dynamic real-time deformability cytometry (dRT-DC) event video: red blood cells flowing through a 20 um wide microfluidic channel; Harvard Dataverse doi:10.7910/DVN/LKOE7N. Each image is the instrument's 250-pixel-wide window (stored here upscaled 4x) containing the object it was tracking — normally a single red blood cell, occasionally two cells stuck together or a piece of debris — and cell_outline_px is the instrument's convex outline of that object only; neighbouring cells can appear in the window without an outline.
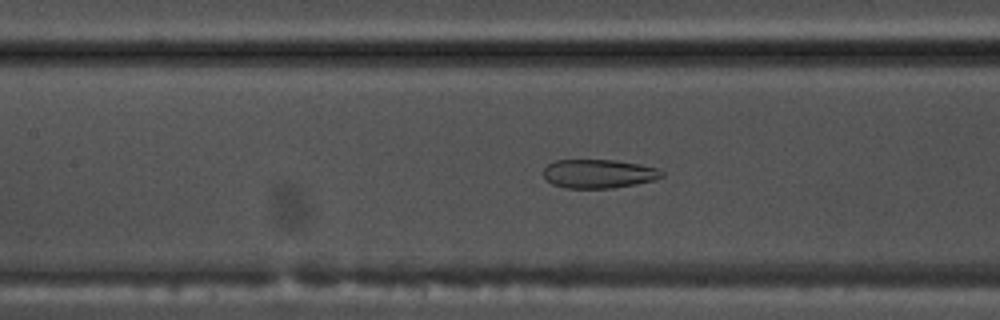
{"species": "common noctule bat (a hibernating species)", "species_latin": "Nyctalus noctula", "temperature_condition": "warm", "stored_images_in_passage": 50, "camera_frame_rate_fps": 3000, "um_per_image_px": 0.085, "animal": {"sex": "male", "body_mass_g": 17.5, "forearm_length_mm": 52.3}, "frame": {"image": 1, "passage_image": 21, "time_ms": 6.667, "image_size_px": [1000, 320], "cell_outline_px": [[664, 176], [652, 180], [612, 188], [564, 188], [552, 184], [544, 176], [544, 168], [548, 164], [556, 160], [616, 160], [640, 164], [656, 168], [664, 172]], "centroid_in_image_um": [50.87, 14.76], "position_along_channel_um": 156.5, "area_um2": 19.71}}
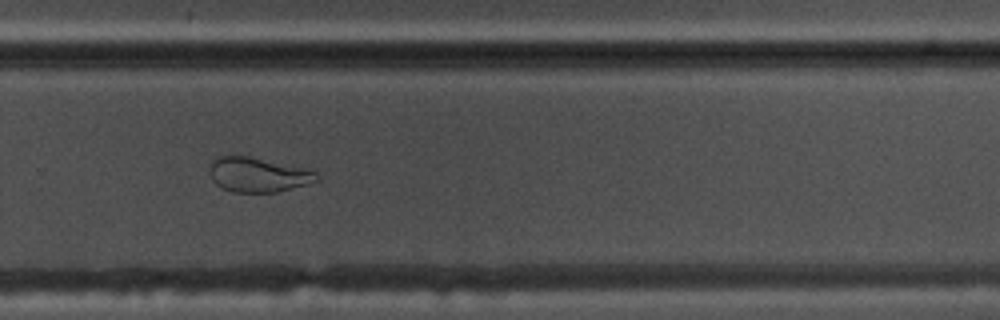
{"frame": {"image": 2, "passage_image": 33, "time_ms": 10.667, "image_size_px": [1000, 320], "cell_outline_px": [[320, 180], [276, 192], [232, 192], [216, 184], [212, 180], [212, 160], [220, 156], [248, 156], [312, 168], [320, 176]], "centroid_in_image_um": [22.03, 14.84], "position_along_channel_um": 307.8, "area_um2": 21.62}}
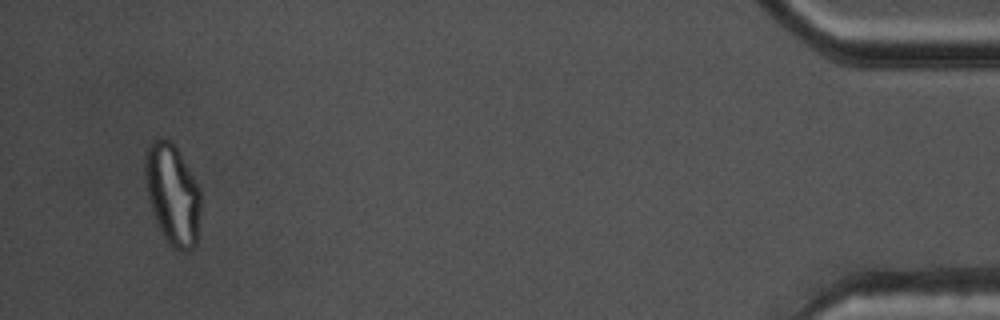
{"frame": {"image": 3, "passage_image": 48, "time_ms": 15.667, "image_size_px": [1000, 320], "cell_outline_px": [[200, 212], [196, 244], [188, 252], [180, 252], [172, 248], [164, 236], [152, 212], [144, 184], [144, 152], [148, 144], [152, 140], [160, 136], [164, 136], [176, 148], [200, 188]], "centroid_in_image_um": [14.63, 16.5], "position_along_channel_um": 420.6, "area_um2": 33.06}, "authors_computed_cell_mechanics": {"area_um2": 26.9637, "velocity_mm_per_s": 3.7947, "shape_relaxation_time_tau1_ms": null, "shape_relaxation_time_tau2_ms": 1.2521, "deformation_change_tau1": null, "deformation_change_tau2": 0.0795}}